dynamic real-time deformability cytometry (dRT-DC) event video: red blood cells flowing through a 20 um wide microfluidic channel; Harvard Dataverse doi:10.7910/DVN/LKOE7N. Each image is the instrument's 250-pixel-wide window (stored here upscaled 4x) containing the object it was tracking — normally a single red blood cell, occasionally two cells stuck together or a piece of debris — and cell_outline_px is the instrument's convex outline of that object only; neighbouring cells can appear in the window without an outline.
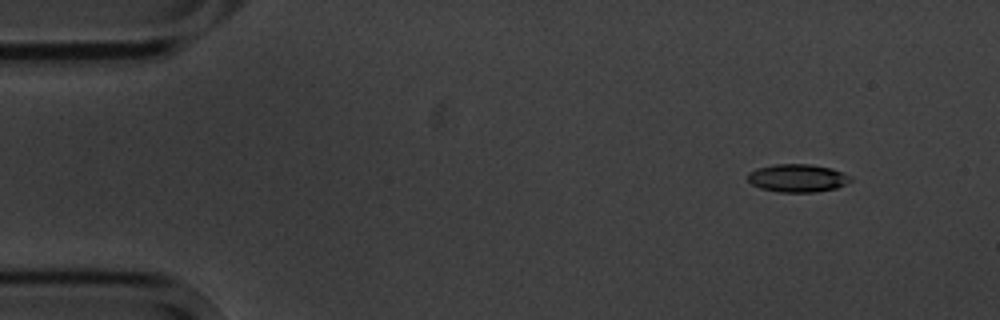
{"species": "common noctule bat (a hibernating species)", "species_latin": "Nyctalus noctula", "temperature_condition": "cold", "stored_images_in_passage": 4, "camera_frame_rate_fps": 3000, "um_per_image_px": 0.085, "animal": {"sex": "male", "body_mass_g": 20.1, "forearm_length_mm": 53.5}, "frame": {"image": 1, "passage_image": 1, "time_ms": 0.0, "image_size_px": [1000, 320], "cell_outline_px": [[852, 180], [836, 188], [816, 192], [780, 192], [760, 188], [752, 184], [748, 180], [748, 172], [756, 168], [772, 164], [812, 164], [832, 168], [852, 176]], "centroid_in_image_um": [67.78, 15.12], "position_along_channel_um": 17.2, "area_um2": 16.88}}
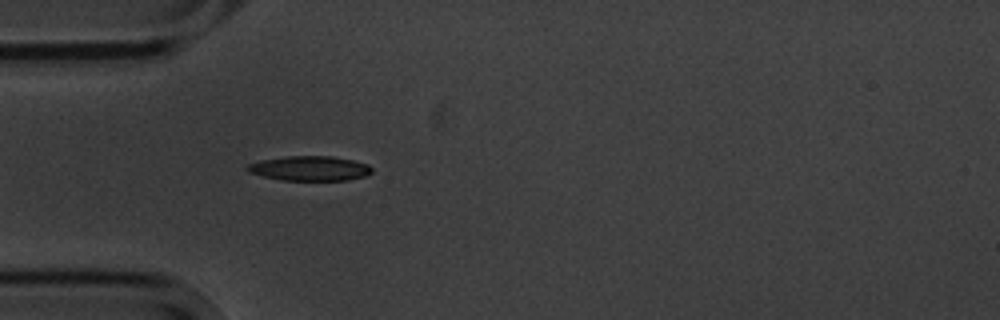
{"frame": {"image": 2, "passage_image": 4, "time_ms": 3.667, "image_size_px": [1000, 320], "cell_outline_px": [[372, 172], [364, 176], [348, 180], [280, 180], [248, 172], [244, 168], [248, 164], [260, 160], [288, 156], [332, 156], [352, 160], [368, 164], [372, 168]], "centroid_in_image_um": [26.31, 14.31], "position_along_channel_um": 58.7, "area_um2": 17.92}}